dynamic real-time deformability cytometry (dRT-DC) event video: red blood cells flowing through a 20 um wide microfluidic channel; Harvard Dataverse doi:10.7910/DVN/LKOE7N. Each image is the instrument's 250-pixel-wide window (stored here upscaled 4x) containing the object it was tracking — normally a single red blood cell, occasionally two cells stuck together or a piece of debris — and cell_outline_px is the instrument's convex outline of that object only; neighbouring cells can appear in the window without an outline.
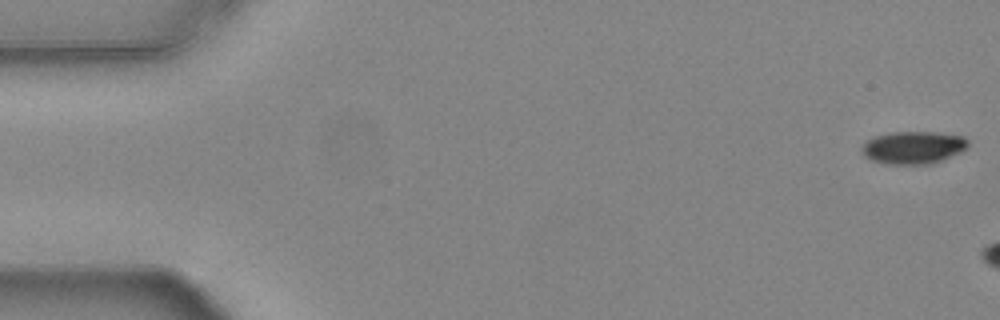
{"species": "common noctule bat (a hibernating species)", "species_latin": "Nyctalus noctula", "temperature_condition": "warm", "stored_images_in_passage": 7, "camera_frame_rate_fps": 3000, "um_per_image_px": 0.085, "animal": {"sex": "female", "body_mass_g": 24.6, "forearm_length_mm": 56.2}, "frame": {"image": 1, "passage_image": 1, "time_ms": 0.0, "image_size_px": [1000, 320], "cell_outline_px": [[968, 144], [960, 152], [932, 164], [884, 164], [872, 160], [864, 156], [860, 152], [860, 148], [868, 140], [876, 136], [892, 132], [932, 132], [964, 136], [968, 140]], "centroid_in_image_um": [77.59, 12.54], "position_along_channel_um": 7.4, "area_um2": 20.11}}